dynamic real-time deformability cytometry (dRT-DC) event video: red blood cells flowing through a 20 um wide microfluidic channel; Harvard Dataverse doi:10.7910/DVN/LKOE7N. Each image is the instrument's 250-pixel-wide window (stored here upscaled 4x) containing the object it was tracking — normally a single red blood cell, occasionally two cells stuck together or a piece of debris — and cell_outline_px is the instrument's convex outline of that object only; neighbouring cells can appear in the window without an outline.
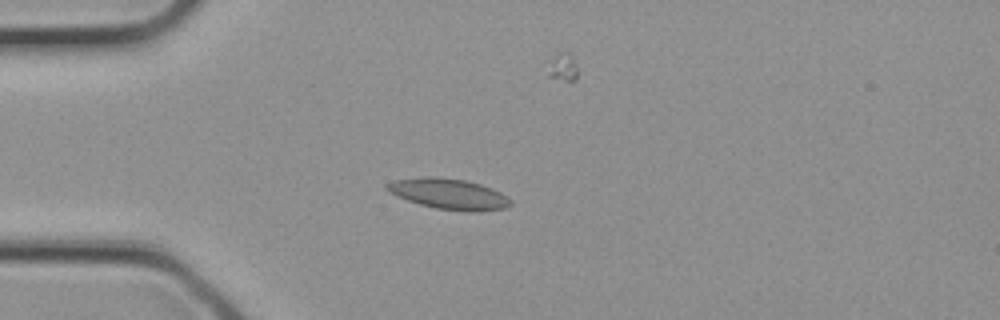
{"species": "common noctule bat (a hibernating species)", "species_latin": "Nyctalus noctula", "temperature_condition": "cold", "stored_images_in_passage": 1, "camera_frame_rate_fps": 3000, "um_per_image_px": 0.085, "animal": {"sex": "female", "body_mass_g": 21.9}, "frame": {"image": 1, "passage_image": 1, "time_ms": 0.0, "image_size_px": [1000, 320], "cell_outline_px": [[512, 204], [504, 208], [472, 212], [436, 208], [420, 204], [396, 196], [388, 192], [384, 188], [384, 184], [392, 180], [428, 176], [432, 176], [464, 180], [480, 184], [492, 188], [508, 196], [512, 200]], "centroid_in_image_um": [38.12, 16.47], "position_along_channel_um": 46.9, "area_um2": 22.14}}